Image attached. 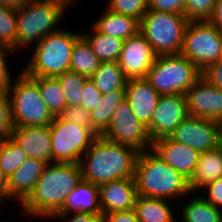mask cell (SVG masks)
<instances>
[{
    "label": "cell",
    "instance_id": "obj_43",
    "mask_svg": "<svg viewBox=\"0 0 222 222\" xmlns=\"http://www.w3.org/2000/svg\"><path fill=\"white\" fill-rule=\"evenodd\" d=\"M102 220L103 222H140L134 208L126 211L102 214Z\"/></svg>",
    "mask_w": 222,
    "mask_h": 222
},
{
    "label": "cell",
    "instance_id": "obj_12",
    "mask_svg": "<svg viewBox=\"0 0 222 222\" xmlns=\"http://www.w3.org/2000/svg\"><path fill=\"white\" fill-rule=\"evenodd\" d=\"M169 138L202 153L222 145V127L213 120L187 116Z\"/></svg>",
    "mask_w": 222,
    "mask_h": 222
},
{
    "label": "cell",
    "instance_id": "obj_7",
    "mask_svg": "<svg viewBox=\"0 0 222 222\" xmlns=\"http://www.w3.org/2000/svg\"><path fill=\"white\" fill-rule=\"evenodd\" d=\"M20 71L8 89L13 127L50 125L54 117L41 97L38 84Z\"/></svg>",
    "mask_w": 222,
    "mask_h": 222
},
{
    "label": "cell",
    "instance_id": "obj_20",
    "mask_svg": "<svg viewBox=\"0 0 222 222\" xmlns=\"http://www.w3.org/2000/svg\"><path fill=\"white\" fill-rule=\"evenodd\" d=\"M47 164L39 159L28 158L8 179V198L22 204L32 193L36 181Z\"/></svg>",
    "mask_w": 222,
    "mask_h": 222
},
{
    "label": "cell",
    "instance_id": "obj_23",
    "mask_svg": "<svg viewBox=\"0 0 222 222\" xmlns=\"http://www.w3.org/2000/svg\"><path fill=\"white\" fill-rule=\"evenodd\" d=\"M92 27L99 33L123 40L134 36L139 31V21L131 16L115 13L107 8Z\"/></svg>",
    "mask_w": 222,
    "mask_h": 222
},
{
    "label": "cell",
    "instance_id": "obj_17",
    "mask_svg": "<svg viewBox=\"0 0 222 222\" xmlns=\"http://www.w3.org/2000/svg\"><path fill=\"white\" fill-rule=\"evenodd\" d=\"M10 137L23 149L28 158L39 159L46 164L54 163L49 125L14 127Z\"/></svg>",
    "mask_w": 222,
    "mask_h": 222
},
{
    "label": "cell",
    "instance_id": "obj_6",
    "mask_svg": "<svg viewBox=\"0 0 222 222\" xmlns=\"http://www.w3.org/2000/svg\"><path fill=\"white\" fill-rule=\"evenodd\" d=\"M188 23L184 14L148 9L139 21V32L157 56L180 54Z\"/></svg>",
    "mask_w": 222,
    "mask_h": 222
},
{
    "label": "cell",
    "instance_id": "obj_19",
    "mask_svg": "<svg viewBox=\"0 0 222 222\" xmlns=\"http://www.w3.org/2000/svg\"><path fill=\"white\" fill-rule=\"evenodd\" d=\"M99 187V203L102 214L126 211L134 208L137 190L134 178H125Z\"/></svg>",
    "mask_w": 222,
    "mask_h": 222
},
{
    "label": "cell",
    "instance_id": "obj_4",
    "mask_svg": "<svg viewBox=\"0 0 222 222\" xmlns=\"http://www.w3.org/2000/svg\"><path fill=\"white\" fill-rule=\"evenodd\" d=\"M76 0H29L17 8L16 51L54 33L67 7Z\"/></svg>",
    "mask_w": 222,
    "mask_h": 222
},
{
    "label": "cell",
    "instance_id": "obj_31",
    "mask_svg": "<svg viewBox=\"0 0 222 222\" xmlns=\"http://www.w3.org/2000/svg\"><path fill=\"white\" fill-rule=\"evenodd\" d=\"M28 159L23 149L11 137L0 140V168L9 177Z\"/></svg>",
    "mask_w": 222,
    "mask_h": 222
},
{
    "label": "cell",
    "instance_id": "obj_11",
    "mask_svg": "<svg viewBox=\"0 0 222 222\" xmlns=\"http://www.w3.org/2000/svg\"><path fill=\"white\" fill-rule=\"evenodd\" d=\"M101 136L109 141L132 147L139 153L152 147L147 127L133 114L126 100L115 109L108 128Z\"/></svg>",
    "mask_w": 222,
    "mask_h": 222
},
{
    "label": "cell",
    "instance_id": "obj_1",
    "mask_svg": "<svg viewBox=\"0 0 222 222\" xmlns=\"http://www.w3.org/2000/svg\"><path fill=\"white\" fill-rule=\"evenodd\" d=\"M82 179L79 163L54 162L47 164L36 181L35 188L21 204L31 217H51L62 207L65 198Z\"/></svg>",
    "mask_w": 222,
    "mask_h": 222
},
{
    "label": "cell",
    "instance_id": "obj_47",
    "mask_svg": "<svg viewBox=\"0 0 222 222\" xmlns=\"http://www.w3.org/2000/svg\"><path fill=\"white\" fill-rule=\"evenodd\" d=\"M29 0H0V5L17 9Z\"/></svg>",
    "mask_w": 222,
    "mask_h": 222
},
{
    "label": "cell",
    "instance_id": "obj_18",
    "mask_svg": "<svg viewBox=\"0 0 222 222\" xmlns=\"http://www.w3.org/2000/svg\"><path fill=\"white\" fill-rule=\"evenodd\" d=\"M125 89L133 114L148 129L160 94L146 78L127 79Z\"/></svg>",
    "mask_w": 222,
    "mask_h": 222
},
{
    "label": "cell",
    "instance_id": "obj_42",
    "mask_svg": "<svg viewBox=\"0 0 222 222\" xmlns=\"http://www.w3.org/2000/svg\"><path fill=\"white\" fill-rule=\"evenodd\" d=\"M202 76L212 85L222 91V58L217 62L209 65L203 72Z\"/></svg>",
    "mask_w": 222,
    "mask_h": 222
},
{
    "label": "cell",
    "instance_id": "obj_14",
    "mask_svg": "<svg viewBox=\"0 0 222 222\" xmlns=\"http://www.w3.org/2000/svg\"><path fill=\"white\" fill-rule=\"evenodd\" d=\"M156 56L151 45L138 31L124 40L117 63L127 79L146 78Z\"/></svg>",
    "mask_w": 222,
    "mask_h": 222
},
{
    "label": "cell",
    "instance_id": "obj_29",
    "mask_svg": "<svg viewBox=\"0 0 222 222\" xmlns=\"http://www.w3.org/2000/svg\"><path fill=\"white\" fill-rule=\"evenodd\" d=\"M37 84L42 99L53 117L60 116L66 108V100L56 77H31Z\"/></svg>",
    "mask_w": 222,
    "mask_h": 222
},
{
    "label": "cell",
    "instance_id": "obj_16",
    "mask_svg": "<svg viewBox=\"0 0 222 222\" xmlns=\"http://www.w3.org/2000/svg\"><path fill=\"white\" fill-rule=\"evenodd\" d=\"M151 150L175 171L188 180L194 174L200 152L192 147L171 140L169 137L152 141Z\"/></svg>",
    "mask_w": 222,
    "mask_h": 222
},
{
    "label": "cell",
    "instance_id": "obj_34",
    "mask_svg": "<svg viewBox=\"0 0 222 222\" xmlns=\"http://www.w3.org/2000/svg\"><path fill=\"white\" fill-rule=\"evenodd\" d=\"M107 9L140 21L148 10V0H109Z\"/></svg>",
    "mask_w": 222,
    "mask_h": 222
},
{
    "label": "cell",
    "instance_id": "obj_32",
    "mask_svg": "<svg viewBox=\"0 0 222 222\" xmlns=\"http://www.w3.org/2000/svg\"><path fill=\"white\" fill-rule=\"evenodd\" d=\"M56 78L63 90L66 107L81 105L82 89L88 77L69 70Z\"/></svg>",
    "mask_w": 222,
    "mask_h": 222
},
{
    "label": "cell",
    "instance_id": "obj_41",
    "mask_svg": "<svg viewBox=\"0 0 222 222\" xmlns=\"http://www.w3.org/2000/svg\"><path fill=\"white\" fill-rule=\"evenodd\" d=\"M9 51L14 53L11 49L0 46V92L8 91L12 82L9 72L10 70L8 69L7 61L5 59V56L9 55Z\"/></svg>",
    "mask_w": 222,
    "mask_h": 222
},
{
    "label": "cell",
    "instance_id": "obj_46",
    "mask_svg": "<svg viewBox=\"0 0 222 222\" xmlns=\"http://www.w3.org/2000/svg\"><path fill=\"white\" fill-rule=\"evenodd\" d=\"M6 198L8 199V179L0 168V205L3 203L1 200L5 201Z\"/></svg>",
    "mask_w": 222,
    "mask_h": 222
},
{
    "label": "cell",
    "instance_id": "obj_5",
    "mask_svg": "<svg viewBox=\"0 0 222 222\" xmlns=\"http://www.w3.org/2000/svg\"><path fill=\"white\" fill-rule=\"evenodd\" d=\"M81 33L58 30L34 44V52L23 72L30 77H56L70 70L74 42Z\"/></svg>",
    "mask_w": 222,
    "mask_h": 222
},
{
    "label": "cell",
    "instance_id": "obj_24",
    "mask_svg": "<svg viewBox=\"0 0 222 222\" xmlns=\"http://www.w3.org/2000/svg\"><path fill=\"white\" fill-rule=\"evenodd\" d=\"M166 199L137 195L134 210L140 222H176Z\"/></svg>",
    "mask_w": 222,
    "mask_h": 222
},
{
    "label": "cell",
    "instance_id": "obj_38",
    "mask_svg": "<svg viewBox=\"0 0 222 222\" xmlns=\"http://www.w3.org/2000/svg\"><path fill=\"white\" fill-rule=\"evenodd\" d=\"M101 96L102 94L100 93L99 89L96 87L93 81L88 78L85 81L82 89L81 106L88 111H91L97 106L98 102H100Z\"/></svg>",
    "mask_w": 222,
    "mask_h": 222
},
{
    "label": "cell",
    "instance_id": "obj_40",
    "mask_svg": "<svg viewBox=\"0 0 222 222\" xmlns=\"http://www.w3.org/2000/svg\"><path fill=\"white\" fill-rule=\"evenodd\" d=\"M208 193V197H203L208 203L213 205L215 208L222 207V178L211 181L202 187Z\"/></svg>",
    "mask_w": 222,
    "mask_h": 222
},
{
    "label": "cell",
    "instance_id": "obj_10",
    "mask_svg": "<svg viewBox=\"0 0 222 222\" xmlns=\"http://www.w3.org/2000/svg\"><path fill=\"white\" fill-rule=\"evenodd\" d=\"M53 162L79 163L96 138L88 129L56 116L49 125Z\"/></svg>",
    "mask_w": 222,
    "mask_h": 222
},
{
    "label": "cell",
    "instance_id": "obj_27",
    "mask_svg": "<svg viewBox=\"0 0 222 222\" xmlns=\"http://www.w3.org/2000/svg\"><path fill=\"white\" fill-rule=\"evenodd\" d=\"M92 34L91 32L81 33V35L88 41L92 51L97 55L99 60L101 62H117L124 40L99 33L93 27Z\"/></svg>",
    "mask_w": 222,
    "mask_h": 222
},
{
    "label": "cell",
    "instance_id": "obj_3",
    "mask_svg": "<svg viewBox=\"0 0 222 222\" xmlns=\"http://www.w3.org/2000/svg\"><path fill=\"white\" fill-rule=\"evenodd\" d=\"M137 195L173 200L193 193L189 180L175 171L151 149L140 152L134 171ZM173 198V199H172Z\"/></svg>",
    "mask_w": 222,
    "mask_h": 222
},
{
    "label": "cell",
    "instance_id": "obj_36",
    "mask_svg": "<svg viewBox=\"0 0 222 222\" xmlns=\"http://www.w3.org/2000/svg\"><path fill=\"white\" fill-rule=\"evenodd\" d=\"M60 116L64 120L74 122L88 129L95 137L101 136V134L93 127L90 111L81 105L66 107Z\"/></svg>",
    "mask_w": 222,
    "mask_h": 222
},
{
    "label": "cell",
    "instance_id": "obj_35",
    "mask_svg": "<svg viewBox=\"0 0 222 222\" xmlns=\"http://www.w3.org/2000/svg\"><path fill=\"white\" fill-rule=\"evenodd\" d=\"M216 0H186L184 15L189 21H208Z\"/></svg>",
    "mask_w": 222,
    "mask_h": 222
},
{
    "label": "cell",
    "instance_id": "obj_21",
    "mask_svg": "<svg viewBox=\"0 0 222 222\" xmlns=\"http://www.w3.org/2000/svg\"><path fill=\"white\" fill-rule=\"evenodd\" d=\"M74 213L102 214L99 203V187L81 180L65 198L61 209L56 214Z\"/></svg>",
    "mask_w": 222,
    "mask_h": 222
},
{
    "label": "cell",
    "instance_id": "obj_33",
    "mask_svg": "<svg viewBox=\"0 0 222 222\" xmlns=\"http://www.w3.org/2000/svg\"><path fill=\"white\" fill-rule=\"evenodd\" d=\"M17 9L0 5V46L16 52Z\"/></svg>",
    "mask_w": 222,
    "mask_h": 222
},
{
    "label": "cell",
    "instance_id": "obj_15",
    "mask_svg": "<svg viewBox=\"0 0 222 222\" xmlns=\"http://www.w3.org/2000/svg\"><path fill=\"white\" fill-rule=\"evenodd\" d=\"M185 97L189 116L222 124V91L203 76L186 91Z\"/></svg>",
    "mask_w": 222,
    "mask_h": 222
},
{
    "label": "cell",
    "instance_id": "obj_39",
    "mask_svg": "<svg viewBox=\"0 0 222 222\" xmlns=\"http://www.w3.org/2000/svg\"><path fill=\"white\" fill-rule=\"evenodd\" d=\"M186 0H148V9L184 14Z\"/></svg>",
    "mask_w": 222,
    "mask_h": 222
},
{
    "label": "cell",
    "instance_id": "obj_8",
    "mask_svg": "<svg viewBox=\"0 0 222 222\" xmlns=\"http://www.w3.org/2000/svg\"><path fill=\"white\" fill-rule=\"evenodd\" d=\"M202 72L182 54L156 56L146 79L160 95L182 94L192 87Z\"/></svg>",
    "mask_w": 222,
    "mask_h": 222
},
{
    "label": "cell",
    "instance_id": "obj_45",
    "mask_svg": "<svg viewBox=\"0 0 222 222\" xmlns=\"http://www.w3.org/2000/svg\"><path fill=\"white\" fill-rule=\"evenodd\" d=\"M218 30H222V0H216L210 19L208 20Z\"/></svg>",
    "mask_w": 222,
    "mask_h": 222
},
{
    "label": "cell",
    "instance_id": "obj_30",
    "mask_svg": "<svg viewBox=\"0 0 222 222\" xmlns=\"http://www.w3.org/2000/svg\"><path fill=\"white\" fill-rule=\"evenodd\" d=\"M184 205L182 210L184 222H222V210L215 208L203 197L196 196Z\"/></svg>",
    "mask_w": 222,
    "mask_h": 222
},
{
    "label": "cell",
    "instance_id": "obj_37",
    "mask_svg": "<svg viewBox=\"0 0 222 222\" xmlns=\"http://www.w3.org/2000/svg\"><path fill=\"white\" fill-rule=\"evenodd\" d=\"M8 91L0 92V139L10 137L13 131Z\"/></svg>",
    "mask_w": 222,
    "mask_h": 222
},
{
    "label": "cell",
    "instance_id": "obj_9",
    "mask_svg": "<svg viewBox=\"0 0 222 222\" xmlns=\"http://www.w3.org/2000/svg\"><path fill=\"white\" fill-rule=\"evenodd\" d=\"M201 72L222 58L221 32L209 21H189L181 52Z\"/></svg>",
    "mask_w": 222,
    "mask_h": 222
},
{
    "label": "cell",
    "instance_id": "obj_44",
    "mask_svg": "<svg viewBox=\"0 0 222 222\" xmlns=\"http://www.w3.org/2000/svg\"><path fill=\"white\" fill-rule=\"evenodd\" d=\"M71 216V217H70ZM51 218L69 219L66 222H103L102 214L74 213L73 215L55 214Z\"/></svg>",
    "mask_w": 222,
    "mask_h": 222
},
{
    "label": "cell",
    "instance_id": "obj_26",
    "mask_svg": "<svg viewBox=\"0 0 222 222\" xmlns=\"http://www.w3.org/2000/svg\"><path fill=\"white\" fill-rule=\"evenodd\" d=\"M126 99V89L113 90L101 96L100 102L90 111L93 127L102 134L109 126L118 105Z\"/></svg>",
    "mask_w": 222,
    "mask_h": 222
},
{
    "label": "cell",
    "instance_id": "obj_2",
    "mask_svg": "<svg viewBox=\"0 0 222 222\" xmlns=\"http://www.w3.org/2000/svg\"><path fill=\"white\" fill-rule=\"evenodd\" d=\"M139 152L134 148L96 137L79 162L82 179L101 185L125 178H134ZM84 158V159H83Z\"/></svg>",
    "mask_w": 222,
    "mask_h": 222
},
{
    "label": "cell",
    "instance_id": "obj_22",
    "mask_svg": "<svg viewBox=\"0 0 222 222\" xmlns=\"http://www.w3.org/2000/svg\"><path fill=\"white\" fill-rule=\"evenodd\" d=\"M222 178V145L218 148L202 152L194 174L189 180L192 192L200 191L207 183Z\"/></svg>",
    "mask_w": 222,
    "mask_h": 222
},
{
    "label": "cell",
    "instance_id": "obj_13",
    "mask_svg": "<svg viewBox=\"0 0 222 222\" xmlns=\"http://www.w3.org/2000/svg\"><path fill=\"white\" fill-rule=\"evenodd\" d=\"M187 116L189 115L185 95H160L150 127L147 129L151 140L169 137Z\"/></svg>",
    "mask_w": 222,
    "mask_h": 222
},
{
    "label": "cell",
    "instance_id": "obj_28",
    "mask_svg": "<svg viewBox=\"0 0 222 222\" xmlns=\"http://www.w3.org/2000/svg\"><path fill=\"white\" fill-rule=\"evenodd\" d=\"M102 95L113 90L125 89L127 78L117 62H101L90 77Z\"/></svg>",
    "mask_w": 222,
    "mask_h": 222
},
{
    "label": "cell",
    "instance_id": "obj_25",
    "mask_svg": "<svg viewBox=\"0 0 222 222\" xmlns=\"http://www.w3.org/2000/svg\"><path fill=\"white\" fill-rule=\"evenodd\" d=\"M100 63L88 41L81 35L72 48L70 71L90 78L99 68Z\"/></svg>",
    "mask_w": 222,
    "mask_h": 222
}]
</instances>
